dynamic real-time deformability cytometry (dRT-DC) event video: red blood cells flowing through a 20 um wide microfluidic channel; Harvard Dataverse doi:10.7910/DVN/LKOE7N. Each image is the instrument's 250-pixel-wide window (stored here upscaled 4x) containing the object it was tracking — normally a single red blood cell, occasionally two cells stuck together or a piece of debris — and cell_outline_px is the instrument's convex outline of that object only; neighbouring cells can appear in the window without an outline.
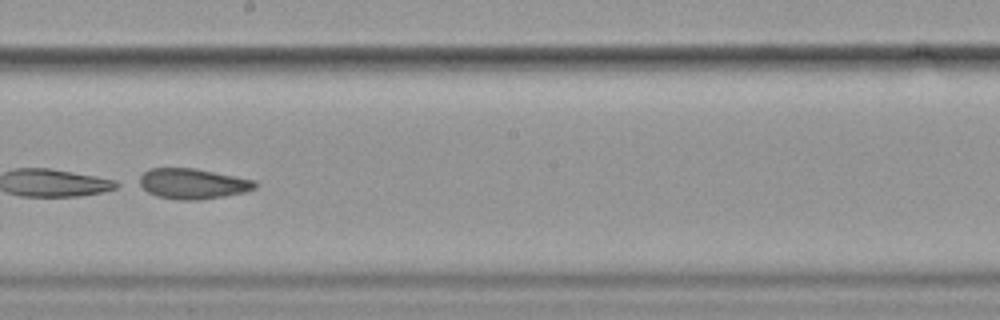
{"species": "common noctule bat (a hibernating species)", "species_latin": "Nyctalus noctula", "temperature_condition": "cold", "stored_images_in_passage": 54, "camera_frame_rate_fps": 3000, "um_per_image_px": 0.085, "animal": {"sex": "female", "body_mass_g": 19.9}, "frame": {"image": 1, "passage_image": 32, "time_ms": 10.333, "image_size_px": [1000, 320], "cell_outline_px": [[260, 184], [256, 188], [244, 192], [224, 196], [200, 200], [176, 200], [156, 196], [148, 192], [136, 184], [140, 176], [148, 168], [196, 168], [256, 180]], "centroid_in_image_um": [16.37, 15.61], "position_along_channel_um": 231.8, "area_um2": 20.92}}